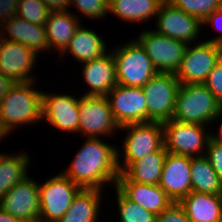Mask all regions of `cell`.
<instances>
[{
	"label": "cell",
	"instance_id": "obj_1",
	"mask_svg": "<svg viewBox=\"0 0 222 222\" xmlns=\"http://www.w3.org/2000/svg\"><path fill=\"white\" fill-rule=\"evenodd\" d=\"M103 140L85 138L71 163L60 172L82 189L106 190L109 184L115 187L119 176L117 146Z\"/></svg>",
	"mask_w": 222,
	"mask_h": 222
},
{
	"label": "cell",
	"instance_id": "obj_2",
	"mask_svg": "<svg viewBox=\"0 0 222 222\" xmlns=\"http://www.w3.org/2000/svg\"><path fill=\"white\" fill-rule=\"evenodd\" d=\"M36 82L16 83L0 101V122L9 136L22 125H39L42 122L43 91L36 89Z\"/></svg>",
	"mask_w": 222,
	"mask_h": 222
},
{
	"label": "cell",
	"instance_id": "obj_3",
	"mask_svg": "<svg viewBox=\"0 0 222 222\" xmlns=\"http://www.w3.org/2000/svg\"><path fill=\"white\" fill-rule=\"evenodd\" d=\"M119 130L126 132L120 146L123 153L117 147L119 173H123L134 161L164 146V130L161 122L131 123L121 126Z\"/></svg>",
	"mask_w": 222,
	"mask_h": 222
},
{
	"label": "cell",
	"instance_id": "obj_4",
	"mask_svg": "<svg viewBox=\"0 0 222 222\" xmlns=\"http://www.w3.org/2000/svg\"><path fill=\"white\" fill-rule=\"evenodd\" d=\"M222 111V105L204 84H180L173 120L209 126Z\"/></svg>",
	"mask_w": 222,
	"mask_h": 222
},
{
	"label": "cell",
	"instance_id": "obj_5",
	"mask_svg": "<svg viewBox=\"0 0 222 222\" xmlns=\"http://www.w3.org/2000/svg\"><path fill=\"white\" fill-rule=\"evenodd\" d=\"M125 42L110 49L116 63L117 84L143 87L158 72L136 39Z\"/></svg>",
	"mask_w": 222,
	"mask_h": 222
},
{
	"label": "cell",
	"instance_id": "obj_6",
	"mask_svg": "<svg viewBox=\"0 0 222 222\" xmlns=\"http://www.w3.org/2000/svg\"><path fill=\"white\" fill-rule=\"evenodd\" d=\"M164 146L167 152L187 156H204L210 137L206 125L169 120L164 123Z\"/></svg>",
	"mask_w": 222,
	"mask_h": 222
},
{
	"label": "cell",
	"instance_id": "obj_7",
	"mask_svg": "<svg viewBox=\"0 0 222 222\" xmlns=\"http://www.w3.org/2000/svg\"><path fill=\"white\" fill-rule=\"evenodd\" d=\"M81 189L61 172L39 183V221L58 222Z\"/></svg>",
	"mask_w": 222,
	"mask_h": 222
},
{
	"label": "cell",
	"instance_id": "obj_8",
	"mask_svg": "<svg viewBox=\"0 0 222 222\" xmlns=\"http://www.w3.org/2000/svg\"><path fill=\"white\" fill-rule=\"evenodd\" d=\"M179 86L176 73L158 72L142 87L147 99V122L164 123L173 118Z\"/></svg>",
	"mask_w": 222,
	"mask_h": 222
},
{
	"label": "cell",
	"instance_id": "obj_9",
	"mask_svg": "<svg viewBox=\"0 0 222 222\" xmlns=\"http://www.w3.org/2000/svg\"><path fill=\"white\" fill-rule=\"evenodd\" d=\"M119 129L120 127L114 120L109 101L106 97L80 95V136H85V138H104L109 135L112 138V136H115L114 134H119Z\"/></svg>",
	"mask_w": 222,
	"mask_h": 222
},
{
	"label": "cell",
	"instance_id": "obj_10",
	"mask_svg": "<svg viewBox=\"0 0 222 222\" xmlns=\"http://www.w3.org/2000/svg\"><path fill=\"white\" fill-rule=\"evenodd\" d=\"M135 38L143 47L157 72L176 73L182 63L187 43L157 33L153 28L142 30Z\"/></svg>",
	"mask_w": 222,
	"mask_h": 222
},
{
	"label": "cell",
	"instance_id": "obj_11",
	"mask_svg": "<svg viewBox=\"0 0 222 222\" xmlns=\"http://www.w3.org/2000/svg\"><path fill=\"white\" fill-rule=\"evenodd\" d=\"M221 57L222 45L204 40L188 44L176 77L180 84H203Z\"/></svg>",
	"mask_w": 222,
	"mask_h": 222
},
{
	"label": "cell",
	"instance_id": "obj_12",
	"mask_svg": "<svg viewBox=\"0 0 222 222\" xmlns=\"http://www.w3.org/2000/svg\"><path fill=\"white\" fill-rule=\"evenodd\" d=\"M79 100L80 96L70 92H42V121L61 133L79 134Z\"/></svg>",
	"mask_w": 222,
	"mask_h": 222
},
{
	"label": "cell",
	"instance_id": "obj_13",
	"mask_svg": "<svg viewBox=\"0 0 222 222\" xmlns=\"http://www.w3.org/2000/svg\"><path fill=\"white\" fill-rule=\"evenodd\" d=\"M155 31L161 35L183 41L187 44H196L203 33L202 21L188 15L164 0L158 9L155 18Z\"/></svg>",
	"mask_w": 222,
	"mask_h": 222
},
{
	"label": "cell",
	"instance_id": "obj_14",
	"mask_svg": "<svg viewBox=\"0 0 222 222\" xmlns=\"http://www.w3.org/2000/svg\"><path fill=\"white\" fill-rule=\"evenodd\" d=\"M27 176L11 187L0 200V208L22 222L39 221V181Z\"/></svg>",
	"mask_w": 222,
	"mask_h": 222
},
{
	"label": "cell",
	"instance_id": "obj_15",
	"mask_svg": "<svg viewBox=\"0 0 222 222\" xmlns=\"http://www.w3.org/2000/svg\"><path fill=\"white\" fill-rule=\"evenodd\" d=\"M106 98L119 127L131 123L147 122V99L142 87L117 84Z\"/></svg>",
	"mask_w": 222,
	"mask_h": 222
},
{
	"label": "cell",
	"instance_id": "obj_16",
	"mask_svg": "<svg viewBox=\"0 0 222 222\" xmlns=\"http://www.w3.org/2000/svg\"><path fill=\"white\" fill-rule=\"evenodd\" d=\"M37 55L20 43L0 37V73L17 83L37 81L35 73L31 74L39 59Z\"/></svg>",
	"mask_w": 222,
	"mask_h": 222
},
{
	"label": "cell",
	"instance_id": "obj_17",
	"mask_svg": "<svg viewBox=\"0 0 222 222\" xmlns=\"http://www.w3.org/2000/svg\"><path fill=\"white\" fill-rule=\"evenodd\" d=\"M158 185L173 202L187 196L192 191L191 157L167 152Z\"/></svg>",
	"mask_w": 222,
	"mask_h": 222
},
{
	"label": "cell",
	"instance_id": "obj_18",
	"mask_svg": "<svg viewBox=\"0 0 222 222\" xmlns=\"http://www.w3.org/2000/svg\"><path fill=\"white\" fill-rule=\"evenodd\" d=\"M80 66L83 82L88 87L82 95L106 97L117 85L116 63L111 51Z\"/></svg>",
	"mask_w": 222,
	"mask_h": 222
},
{
	"label": "cell",
	"instance_id": "obj_19",
	"mask_svg": "<svg viewBox=\"0 0 222 222\" xmlns=\"http://www.w3.org/2000/svg\"><path fill=\"white\" fill-rule=\"evenodd\" d=\"M116 187L128 199L156 215L174 203L159 185L131 181L124 173H119Z\"/></svg>",
	"mask_w": 222,
	"mask_h": 222
},
{
	"label": "cell",
	"instance_id": "obj_20",
	"mask_svg": "<svg viewBox=\"0 0 222 222\" xmlns=\"http://www.w3.org/2000/svg\"><path fill=\"white\" fill-rule=\"evenodd\" d=\"M0 37L20 43L38 55L41 51L49 50L45 25L33 24L18 16L12 17L0 26Z\"/></svg>",
	"mask_w": 222,
	"mask_h": 222
},
{
	"label": "cell",
	"instance_id": "obj_21",
	"mask_svg": "<svg viewBox=\"0 0 222 222\" xmlns=\"http://www.w3.org/2000/svg\"><path fill=\"white\" fill-rule=\"evenodd\" d=\"M100 34L101 31L97 33L96 30L94 31L92 28H86L83 24H80L59 58H63L61 60L64 61V58L68 57L69 54V56L72 55L75 58L76 62L83 64L102 57L110 51V48H107L106 39Z\"/></svg>",
	"mask_w": 222,
	"mask_h": 222
},
{
	"label": "cell",
	"instance_id": "obj_22",
	"mask_svg": "<svg viewBox=\"0 0 222 222\" xmlns=\"http://www.w3.org/2000/svg\"><path fill=\"white\" fill-rule=\"evenodd\" d=\"M78 17L76 13L69 10L51 11L45 28L49 50L53 49L52 53L58 52L60 55L68 46L75 31L82 23Z\"/></svg>",
	"mask_w": 222,
	"mask_h": 222
},
{
	"label": "cell",
	"instance_id": "obj_23",
	"mask_svg": "<svg viewBox=\"0 0 222 222\" xmlns=\"http://www.w3.org/2000/svg\"><path fill=\"white\" fill-rule=\"evenodd\" d=\"M178 203L191 222H218L222 218V195L191 191Z\"/></svg>",
	"mask_w": 222,
	"mask_h": 222
},
{
	"label": "cell",
	"instance_id": "obj_24",
	"mask_svg": "<svg viewBox=\"0 0 222 222\" xmlns=\"http://www.w3.org/2000/svg\"><path fill=\"white\" fill-rule=\"evenodd\" d=\"M103 193L99 189H81L58 222H99Z\"/></svg>",
	"mask_w": 222,
	"mask_h": 222
},
{
	"label": "cell",
	"instance_id": "obj_25",
	"mask_svg": "<svg viewBox=\"0 0 222 222\" xmlns=\"http://www.w3.org/2000/svg\"><path fill=\"white\" fill-rule=\"evenodd\" d=\"M164 0H109L108 13L129 23H145L157 16ZM151 19V20H150ZM142 22V23H141Z\"/></svg>",
	"mask_w": 222,
	"mask_h": 222
},
{
	"label": "cell",
	"instance_id": "obj_26",
	"mask_svg": "<svg viewBox=\"0 0 222 222\" xmlns=\"http://www.w3.org/2000/svg\"><path fill=\"white\" fill-rule=\"evenodd\" d=\"M31 160L27 150L17 154L5 152L0 157V200L17 182L30 176L28 169L33 164Z\"/></svg>",
	"mask_w": 222,
	"mask_h": 222
},
{
	"label": "cell",
	"instance_id": "obj_27",
	"mask_svg": "<svg viewBox=\"0 0 222 222\" xmlns=\"http://www.w3.org/2000/svg\"><path fill=\"white\" fill-rule=\"evenodd\" d=\"M167 150L165 146L134 161L123 173L134 182L158 185Z\"/></svg>",
	"mask_w": 222,
	"mask_h": 222
},
{
	"label": "cell",
	"instance_id": "obj_28",
	"mask_svg": "<svg viewBox=\"0 0 222 222\" xmlns=\"http://www.w3.org/2000/svg\"><path fill=\"white\" fill-rule=\"evenodd\" d=\"M191 185L192 191L222 195V181L205 155L191 157Z\"/></svg>",
	"mask_w": 222,
	"mask_h": 222
},
{
	"label": "cell",
	"instance_id": "obj_29",
	"mask_svg": "<svg viewBox=\"0 0 222 222\" xmlns=\"http://www.w3.org/2000/svg\"><path fill=\"white\" fill-rule=\"evenodd\" d=\"M113 188L117 201L115 212L119 217L115 222H157L156 214L128 199L116 186Z\"/></svg>",
	"mask_w": 222,
	"mask_h": 222
},
{
	"label": "cell",
	"instance_id": "obj_30",
	"mask_svg": "<svg viewBox=\"0 0 222 222\" xmlns=\"http://www.w3.org/2000/svg\"><path fill=\"white\" fill-rule=\"evenodd\" d=\"M174 7L202 22L214 11L222 8V0H167Z\"/></svg>",
	"mask_w": 222,
	"mask_h": 222
},
{
	"label": "cell",
	"instance_id": "obj_31",
	"mask_svg": "<svg viewBox=\"0 0 222 222\" xmlns=\"http://www.w3.org/2000/svg\"><path fill=\"white\" fill-rule=\"evenodd\" d=\"M50 13L42 0H19L17 5V16L33 24L45 25Z\"/></svg>",
	"mask_w": 222,
	"mask_h": 222
},
{
	"label": "cell",
	"instance_id": "obj_32",
	"mask_svg": "<svg viewBox=\"0 0 222 222\" xmlns=\"http://www.w3.org/2000/svg\"><path fill=\"white\" fill-rule=\"evenodd\" d=\"M72 6L78 9V15L81 13L79 19H83L81 16L89 20L106 19L109 14V0H71L69 10Z\"/></svg>",
	"mask_w": 222,
	"mask_h": 222
},
{
	"label": "cell",
	"instance_id": "obj_33",
	"mask_svg": "<svg viewBox=\"0 0 222 222\" xmlns=\"http://www.w3.org/2000/svg\"><path fill=\"white\" fill-rule=\"evenodd\" d=\"M222 105V57L203 83Z\"/></svg>",
	"mask_w": 222,
	"mask_h": 222
},
{
	"label": "cell",
	"instance_id": "obj_34",
	"mask_svg": "<svg viewBox=\"0 0 222 222\" xmlns=\"http://www.w3.org/2000/svg\"><path fill=\"white\" fill-rule=\"evenodd\" d=\"M205 156L208 158L216 174L222 181V145L210 138L207 144Z\"/></svg>",
	"mask_w": 222,
	"mask_h": 222
},
{
	"label": "cell",
	"instance_id": "obj_35",
	"mask_svg": "<svg viewBox=\"0 0 222 222\" xmlns=\"http://www.w3.org/2000/svg\"><path fill=\"white\" fill-rule=\"evenodd\" d=\"M157 222H191L178 202L172 203L157 215Z\"/></svg>",
	"mask_w": 222,
	"mask_h": 222
},
{
	"label": "cell",
	"instance_id": "obj_36",
	"mask_svg": "<svg viewBox=\"0 0 222 222\" xmlns=\"http://www.w3.org/2000/svg\"><path fill=\"white\" fill-rule=\"evenodd\" d=\"M202 26H210L213 29H216L220 33L216 37H213L212 39H207L204 41L211 42L215 44L222 45V8L214 11L211 13L203 22Z\"/></svg>",
	"mask_w": 222,
	"mask_h": 222
},
{
	"label": "cell",
	"instance_id": "obj_37",
	"mask_svg": "<svg viewBox=\"0 0 222 222\" xmlns=\"http://www.w3.org/2000/svg\"><path fill=\"white\" fill-rule=\"evenodd\" d=\"M19 0H0V26L17 16V5Z\"/></svg>",
	"mask_w": 222,
	"mask_h": 222
},
{
	"label": "cell",
	"instance_id": "obj_38",
	"mask_svg": "<svg viewBox=\"0 0 222 222\" xmlns=\"http://www.w3.org/2000/svg\"><path fill=\"white\" fill-rule=\"evenodd\" d=\"M17 82L0 73V101L11 91Z\"/></svg>",
	"mask_w": 222,
	"mask_h": 222
},
{
	"label": "cell",
	"instance_id": "obj_39",
	"mask_svg": "<svg viewBox=\"0 0 222 222\" xmlns=\"http://www.w3.org/2000/svg\"><path fill=\"white\" fill-rule=\"evenodd\" d=\"M51 11L69 10L71 0H42Z\"/></svg>",
	"mask_w": 222,
	"mask_h": 222
},
{
	"label": "cell",
	"instance_id": "obj_40",
	"mask_svg": "<svg viewBox=\"0 0 222 222\" xmlns=\"http://www.w3.org/2000/svg\"><path fill=\"white\" fill-rule=\"evenodd\" d=\"M222 120V111L220 112V114L212 121V123H218L219 121ZM222 122V121H221ZM219 129H216L214 131L210 132V137L212 140H214L215 142H217L218 144L222 145V123L218 124Z\"/></svg>",
	"mask_w": 222,
	"mask_h": 222
},
{
	"label": "cell",
	"instance_id": "obj_41",
	"mask_svg": "<svg viewBox=\"0 0 222 222\" xmlns=\"http://www.w3.org/2000/svg\"><path fill=\"white\" fill-rule=\"evenodd\" d=\"M0 222H22L20 219L14 217L8 212L3 211L0 208Z\"/></svg>",
	"mask_w": 222,
	"mask_h": 222
},
{
	"label": "cell",
	"instance_id": "obj_42",
	"mask_svg": "<svg viewBox=\"0 0 222 222\" xmlns=\"http://www.w3.org/2000/svg\"><path fill=\"white\" fill-rule=\"evenodd\" d=\"M9 135L7 134V132L3 129L1 122H0V141H2V139L7 138Z\"/></svg>",
	"mask_w": 222,
	"mask_h": 222
}]
</instances>
